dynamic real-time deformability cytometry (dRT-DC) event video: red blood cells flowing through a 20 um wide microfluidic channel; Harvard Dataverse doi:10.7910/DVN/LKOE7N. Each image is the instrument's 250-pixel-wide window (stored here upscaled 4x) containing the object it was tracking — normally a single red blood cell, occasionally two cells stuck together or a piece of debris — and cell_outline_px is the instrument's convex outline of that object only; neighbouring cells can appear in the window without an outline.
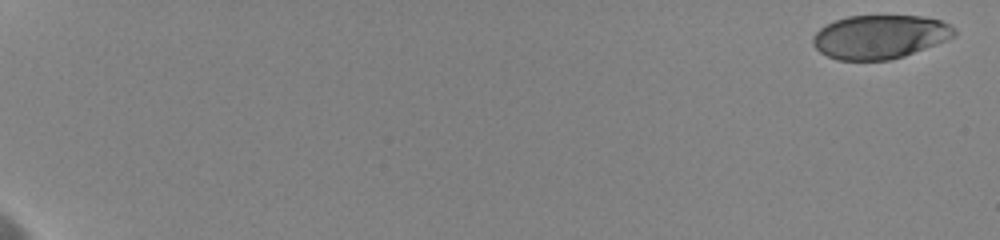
{"species": "human", "species_latin": "Homo sapiens", "temperature_condition": "cold", "stored_images_in_passage": 46, "camera_frame_rate_fps": 3000, "um_per_image_px": 0.085, "donor": {"sex": "female"}, "frame": {"image": 1, "passage_image": 1, "time_ms": 0.0, "image_size_px": [1000, 240], "cell_outline_px": [[956, 36], [904, 56], [888, 60], [840, 60], [828, 56], [820, 52], [812, 44], [812, 36], [820, 28], [836, 20], [848, 16], [924, 16], [940, 20], [948, 24], [956, 32]], "centroid_in_image_um": [74.77, 3.13], "position_along_channel_um": 10.2, "area_um2": 35.78}}
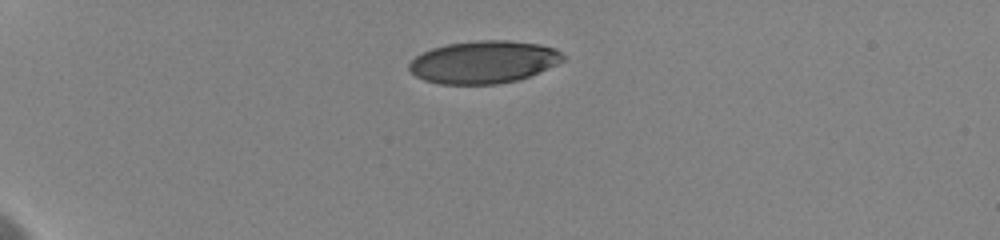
{"frame": {"image": 2, "passage_image": 15, "time_ms": 5.333, "image_size_px": [1000, 240], "cell_outline_px": [[564, 60], [556, 64], [528, 76], [516, 80], [496, 84], [440, 84], [424, 80], [416, 76], [408, 68], [408, 64], [416, 56], [432, 48], [448, 44], [480, 40], [508, 40], [540, 44], [556, 48], [564, 56]], "centroid_in_image_um": [41.1, 5.27], "position_along_channel_um": 43.9, "area_um2": 37.86}}
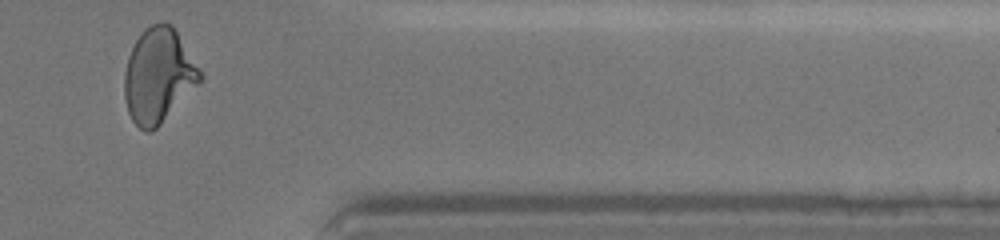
{"frame": {"image": 3, "passage_image": 46, "time_ms": 17.0, "image_size_px": [1000, 240], "cell_outline_px": [[204, 80], [152, 132], [144, 132], [132, 120], [128, 112], [124, 96], [124, 72], [128, 56], [136, 40], [144, 28], [160, 20], [172, 24], [204, 76]], "centroid_in_image_um": [13.47, 6.42], "position_along_channel_um": 397.9, "area_um2": 41.91}, "authors_computed_cell_mechanics": {"area_um2": 39.7086, "velocity_mm_per_s": 3.5953, "shape_relaxation_time_tau1_ms": 4.7703, "shape_relaxation_time_tau2_ms": 1.1685, "deformation_change_tau1": 0.1909, "deformation_change_tau2": 0.0799}}